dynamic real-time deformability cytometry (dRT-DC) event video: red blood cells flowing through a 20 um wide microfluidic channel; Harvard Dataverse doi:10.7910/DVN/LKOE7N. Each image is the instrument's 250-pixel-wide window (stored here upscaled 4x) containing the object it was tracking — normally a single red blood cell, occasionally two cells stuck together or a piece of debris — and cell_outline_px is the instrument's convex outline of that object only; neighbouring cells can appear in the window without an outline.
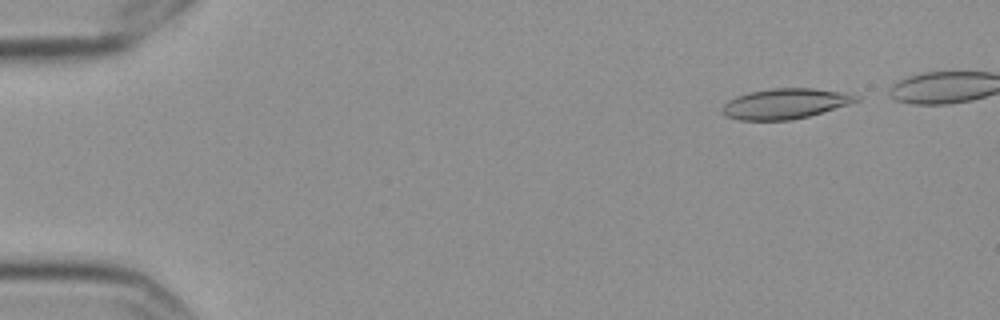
{"species": "Egyptian fruit bat (a non-hibernating species)", "species_latin": "Rousettus aegyptiacus", "temperature_condition": "cold", "stored_images_in_passage": 4, "camera_frame_rate_fps": 3000, "um_per_image_px": 0.085, "frame": {"image": 1, "passage_image": 1, "time_ms": 0.0, "image_size_px": [1000, 320], "cell_outline_px": [[860, 100], [848, 104], [808, 116], [792, 120], [740, 120], [724, 116], [720, 108], [728, 100], [736, 96], [748, 92], [772, 88], [812, 88], [840, 92], [860, 96]], "centroid_in_image_um": [66.67, 8.81], "position_along_channel_um": 18.3, "area_um2": 23.58}}